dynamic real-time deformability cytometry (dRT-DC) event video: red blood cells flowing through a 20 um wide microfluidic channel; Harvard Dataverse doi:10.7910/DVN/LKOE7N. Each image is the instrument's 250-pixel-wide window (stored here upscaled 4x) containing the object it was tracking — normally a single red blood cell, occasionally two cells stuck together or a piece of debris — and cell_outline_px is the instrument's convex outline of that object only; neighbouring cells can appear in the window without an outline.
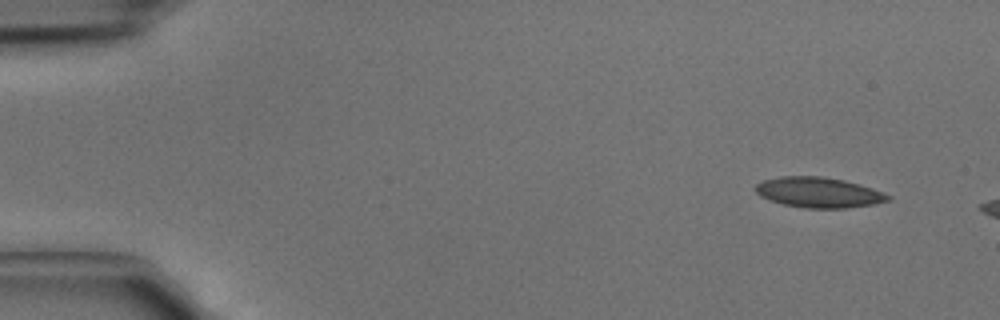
{"species": "common noctule bat (a hibernating species)", "species_latin": "Nyctalus noctula", "temperature_condition": "cold", "stored_images_in_passage": 4, "segment_of_instrument_passage": [2, 2], "camera_frame_rate_fps": 3000, "um_per_image_px": 0.085, "animal": {"sex": "male", "body_mass_g": 15.6}, "frame": {"image": 1, "passage_image": 4, "time_ms": 1.0, "image_size_px": [1000, 320], "cell_outline_px": [[892, 200], [872, 204], [844, 208], [804, 208], [784, 204], [760, 196], [752, 188], [756, 184], [764, 180], [780, 176], [820, 176], [844, 180], [860, 184], [872, 188], [892, 196]], "centroid_in_image_um": [69.58, 16.35], "position_along_channel_um": 15.4, "area_um2": 23.41}}